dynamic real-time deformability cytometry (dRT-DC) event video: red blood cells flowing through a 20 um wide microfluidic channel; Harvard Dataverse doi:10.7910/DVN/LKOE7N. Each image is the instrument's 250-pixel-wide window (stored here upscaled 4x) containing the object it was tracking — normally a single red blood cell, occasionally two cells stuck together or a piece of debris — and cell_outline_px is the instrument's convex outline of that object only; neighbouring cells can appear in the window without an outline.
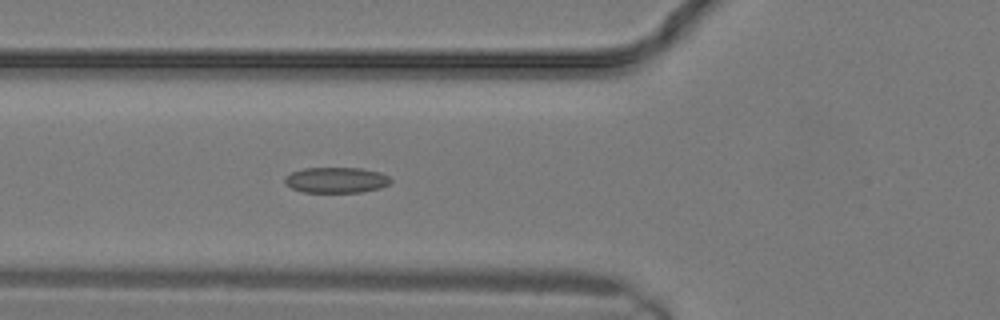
{"species": "common noctule bat (a hibernating species)", "species_latin": "Nyctalus noctula", "temperature_condition": "warm", "stored_images_in_passage": 5, "camera_frame_rate_fps": 3000, "um_per_image_px": 0.085, "animal": {"sex": "male", "body_mass_g": 19.2, "forearm_length_mm": 51.8}, "frame": {"image": 1, "passage_image": 5, "time_ms": 1.333, "image_size_px": [1000, 320], "cell_outline_px": [[392, 180], [388, 184], [380, 188], [360, 192], [304, 192], [292, 188], [284, 184], [284, 176], [292, 172], [304, 168], [360, 168], [380, 172], [388, 176]], "centroid_in_image_um": [28.55, 15.3], "position_along_channel_um": 97.2, "area_um2": 15.84}}